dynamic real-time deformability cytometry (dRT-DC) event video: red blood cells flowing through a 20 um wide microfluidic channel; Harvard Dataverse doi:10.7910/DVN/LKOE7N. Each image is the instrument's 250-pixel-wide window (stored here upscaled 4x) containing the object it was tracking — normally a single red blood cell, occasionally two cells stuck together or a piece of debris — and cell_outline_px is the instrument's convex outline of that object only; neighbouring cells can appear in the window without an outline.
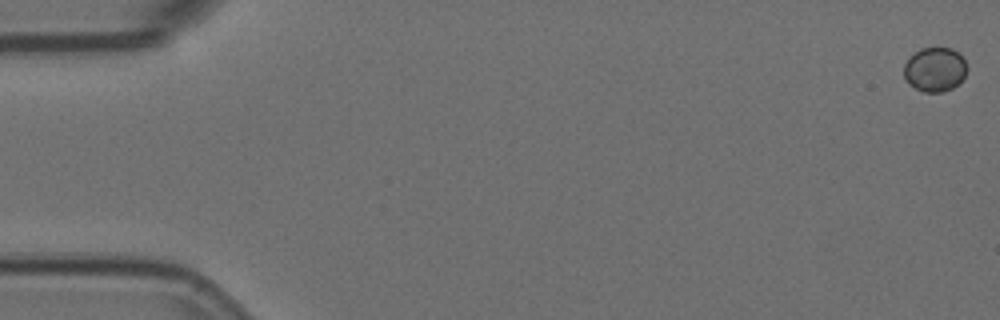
{"species": "Egyptian fruit bat (a non-hibernating species)", "species_latin": "Rousettus aegyptiacus", "temperature_condition": "room temperature", "stored_images_in_passage": 29, "camera_frame_rate_fps": 3000, "um_per_image_px": 0.085, "animal": {"sex": "female"}, "frame": {"image": 1, "passage_image": 1, "time_ms": 0.0, "image_size_px": [1000, 320], "cell_outline_px": [[968, 68], [964, 76], [952, 88], [940, 92], [924, 92], [908, 84], [904, 80], [904, 64], [908, 56], [920, 48], [952, 48], [964, 60]], "centroid_in_image_um": [79.41, 5.89], "position_along_channel_um": 5.6, "area_um2": 16.3}}
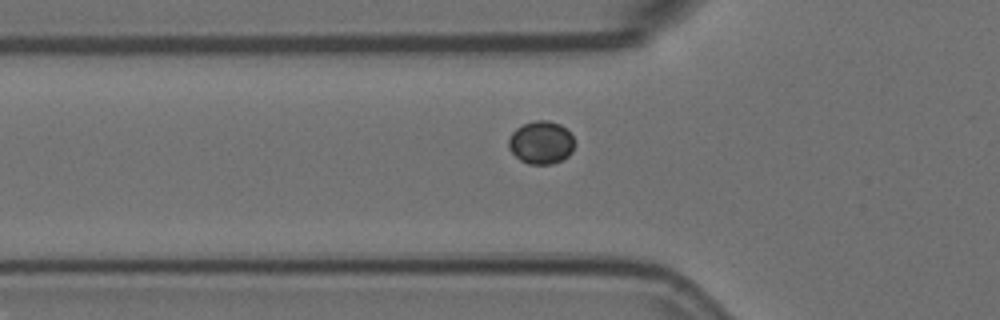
{"frame": {"image": 2, "passage_image": 20, "time_ms": 6.333, "image_size_px": [1000, 320], "cell_outline_px": [[576, 144], [572, 152], [568, 156], [552, 164], [528, 164], [520, 160], [508, 148], [508, 140], [512, 132], [516, 128], [524, 124], [536, 120], [548, 120], [560, 124], [576, 140]], "centroid_in_image_um": [46.0, 12.12], "position_along_channel_um": 79.8, "area_um2": 16.59}}
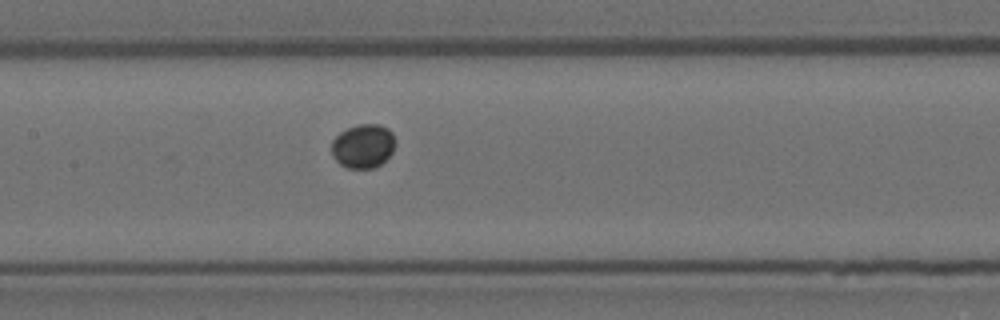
{"frame": {"image": 3, "passage_image": 28, "time_ms": 9.0, "image_size_px": [1000, 320], "cell_outline_px": [[396, 144], [392, 152], [376, 168], [348, 168], [340, 164], [336, 160], [332, 152], [332, 140], [340, 132], [348, 128], [360, 124], [380, 124], [388, 128], [392, 132], [396, 140]], "centroid_in_image_um": [30.89, 12.4], "position_along_channel_um": 176.5, "area_um2": 16.36}}